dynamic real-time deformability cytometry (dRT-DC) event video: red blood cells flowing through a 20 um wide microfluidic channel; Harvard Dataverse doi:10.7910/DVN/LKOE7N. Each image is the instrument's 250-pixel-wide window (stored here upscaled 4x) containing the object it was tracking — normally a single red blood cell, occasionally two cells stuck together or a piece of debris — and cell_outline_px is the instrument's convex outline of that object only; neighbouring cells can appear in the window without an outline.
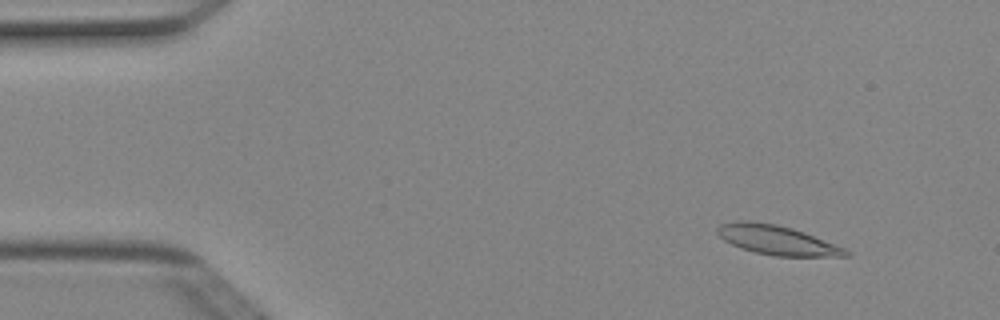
{"species": "Egyptian fruit bat (a non-hibernating species)", "species_latin": "Rousettus aegyptiacus", "temperature_condition": "cold", "stored_images_in_passage": 50, "camera_frame_rate_fps": 3000, "um_per_image_px": 0.085, "animal": {"sex": "female"}, "frame": {"image": 1, "passage_image": 5, "time_ms": 1.333, "image_size_px": [1000, 320], "cell_outline_px": [[852, 256], [776, 256], [756, 252], [740, 248], [724, 240], [716, 232], [716, 228], [720, 224], [744, 220], [748, 220], [776, 224], [792, 228], [804, 232], [844, 248], [852, 252]], "centroid_in_image_um": [66.04, 20.4], "position_along_channel_um": 19.0, "area_um2": 21.85}}
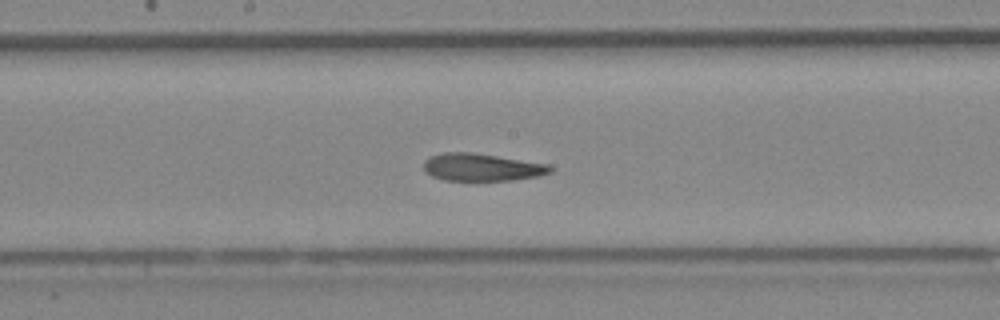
{"frame": {"image": 2, "passage_image": 26, "time_ms": 8.333, "image_size_px": [1000, 320], "cell_outline_px": [[552, 172], [540, 176], [512, 180], [444, 180], [432, 176], [424, 172], [424, 160], [428, 156], [444, 152], [472, 152], [548, 164], [552, 168]], "centroid_in_image_um": [40.92, 14.21], "position_along_channel_um": 207.3, "area_um2": 20.35}}
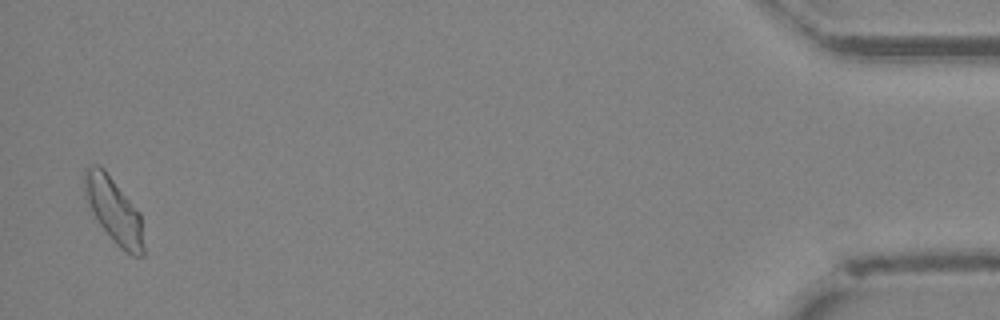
{"frame": {"image": 3, "passage_image": 49, "time_ms": 16.0, "image_size_px": [1000, 320], "cell_outline_px": [[144, 256], [132, 256], [120, 248], [116, 244], [100, 224], [88, 204], [84, 192], [84, 168], [92, 164], [100, 164], [104, 168], [140, 212], [144, 248]], "centroid_in_image_um": [9.68, 17.85], "position_along_channel_um": 425.5, "area_um2": 22.54}, "authors_computed_cell_mechanics": {"area_um2": 20.9525, "velocity_mm_per_s": 3.9842, "shape_relaxation_time_tau1_ms": null, "shape_relaxation_time_tau2_ms": 4.4719, "deformation_change_tau1": null, "deformation_change_tau2": 0.1181}}